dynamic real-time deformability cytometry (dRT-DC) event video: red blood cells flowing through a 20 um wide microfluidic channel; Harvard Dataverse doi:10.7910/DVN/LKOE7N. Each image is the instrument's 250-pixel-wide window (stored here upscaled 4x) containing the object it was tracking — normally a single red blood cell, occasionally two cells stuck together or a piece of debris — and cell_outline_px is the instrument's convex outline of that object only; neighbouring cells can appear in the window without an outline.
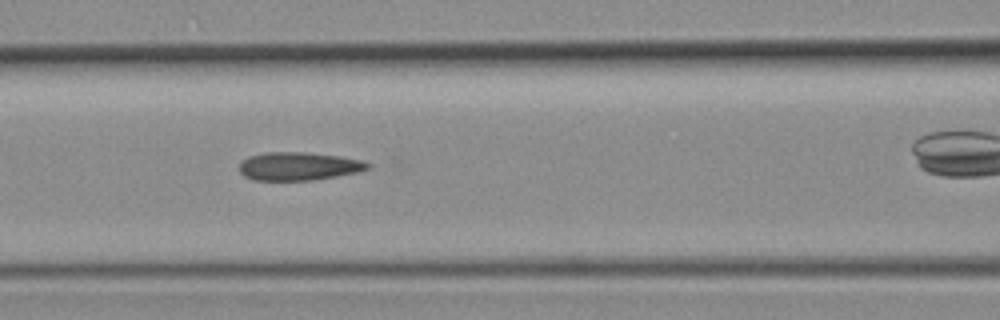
{"species": "common noctule bat (a hibernating species)", "species_latin": "Nyctalus noctula", "temperature_condition": "room temperature", "stored_images_in_passage": 26, "camera_frame_rate_fps": 3000, "um_per_image_px": 0.085, "animal": {"sex": "female", "body_mass_g": 19.3, "forearm_length_mm": 54.1}, "frame": {"image": 1, "passage_image": 8, "time_ms": 2.333, "image_size_px": [1000, 320], "cell_outline_px": [[372, 164], [368, 168], [360, 172], [312, 180], [252, 180], [244, 176], [240, 172], [240, 164], [248, 156], [268, 152], [304, 152], [340, 156], [360, 160]], "centroid_in_image_um": [25.39, 14.13], "position_along_channel_um": 141.2, "area_um2": 21.04}}